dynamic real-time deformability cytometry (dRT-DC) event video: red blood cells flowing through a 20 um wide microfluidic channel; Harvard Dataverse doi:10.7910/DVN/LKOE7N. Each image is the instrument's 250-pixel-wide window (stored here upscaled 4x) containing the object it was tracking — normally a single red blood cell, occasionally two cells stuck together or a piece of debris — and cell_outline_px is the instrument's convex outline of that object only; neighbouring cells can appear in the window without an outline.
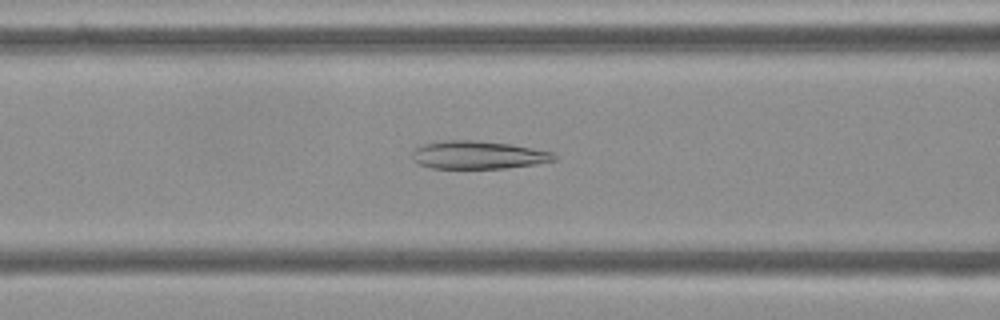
{"species": "Egyptian fruit bat (a non-hibernating species)", "species_latin": "Rousettus aegyptiacus", "temperature_condition": "cold", "stored_images_in_passage": 41, "camera_frame_rate_fps": 3000, "um_per_image_px": 0.085, "frame": {"image": 1, "passage_image": 9, "time_ms": 2.667, "image_size_px": [1000, 320], "cell_outline_px": [[556, 160], [536, 164], [504, 168], [432, 168], [420, 164], [412, 160], [412, 152], [416, 148], [424, 144], [444, 140], [476, 140], [512, 144], [552, 152], [556, 156]], "centroid_in_image_um": [40.64, 13.17], "position_along_channel_um": 126.0, "area_um2": 23.12}}
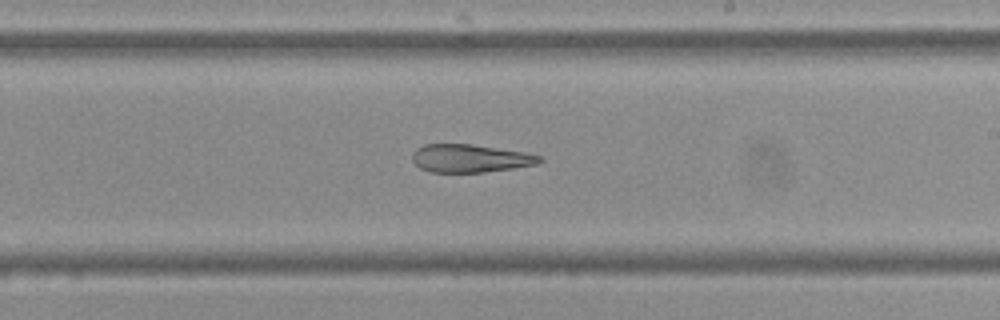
{"frame": {"image": 2, "passage_image": 19, "time_ms": 6.0, "image_size_px": [1000, 320], "cell_outline_px": [[544, 160], [536, 164], [512, 168], [484, 172], [432, 172], [420, 168], [412, 160], [412, 152], [416, 148], [424, 144], [472, 144], [524, 152], [540, 156]], "centroid_in_image_um": [39.93, 13.45], "position_along_channel_um": 249.1, "area_um2": 20.69}}
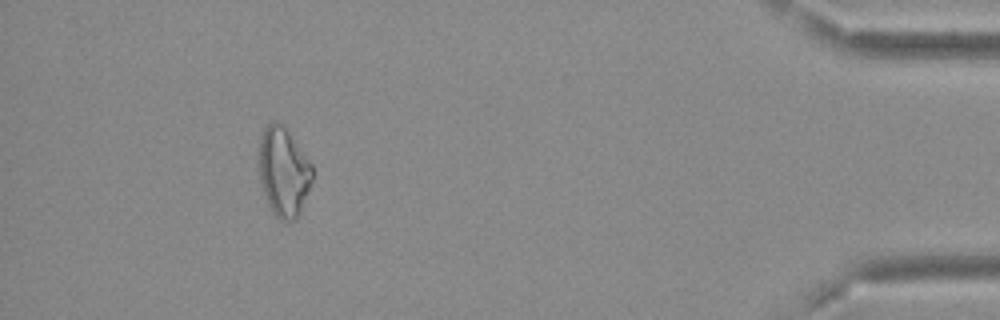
{"frame": {"image": 3, "passage_image": 37, "time_ms": 12.0, "image_size_px": [1000, 320], "cell_outline_px": [[312, 180], [300, 212], [296, 220], [280, 220], [272, 212], [264, 196], [260, 184], [256, 156], [260, 136], [264, 128], [272, 120], [276, 120], [284, 124], [312, 164]], "centroid_in_image_um": [24.05, 14.55], "position_along_channel_um": 411.2, "area_um2": 28.5}}